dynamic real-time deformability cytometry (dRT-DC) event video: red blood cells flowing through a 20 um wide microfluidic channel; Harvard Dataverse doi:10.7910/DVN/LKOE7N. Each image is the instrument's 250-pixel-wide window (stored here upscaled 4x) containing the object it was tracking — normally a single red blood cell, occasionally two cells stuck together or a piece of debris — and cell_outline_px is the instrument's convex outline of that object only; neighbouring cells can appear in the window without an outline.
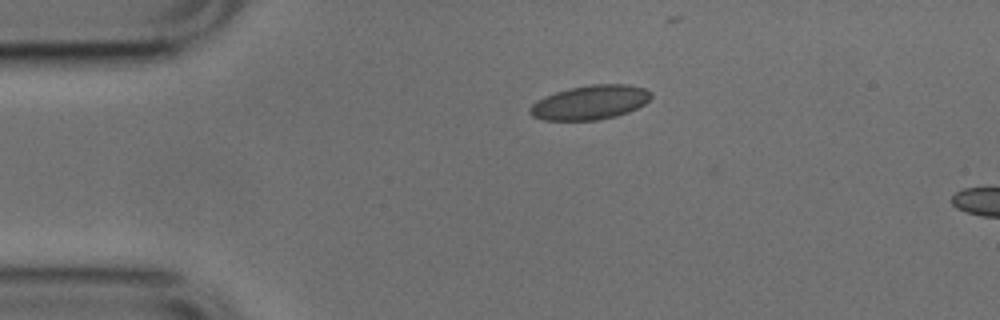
{"species": "common noctule bat (a hibernating species)", "species_latin": "Nyctalus noctula", "temperature_condition": "cold", "stored_images_in_passage": 5, "camera_frame_rate_fps": 3000, "um_per_image_px": 0.085, "animal": {"sex": "male", "body_mass_g": 17.9, "forearm_length_mm": 54.2}, "frame": {"image": 1, "passage_image": 1, "time_ms": 0.0, "image_size_px": [1000, 320], "cell_outline_px": [[652, 96], [644, 104], [628, 112], [616, 116], [596, 120], [544, 120], [532, 116], [528, 112], [528, 108], [536, 100], [544, 96], [568, 88], [592, 84], [628, 84], [644, 88], [652, 92]], "centroid_in_image_um": [50.14, 8.7], "position_along_channel_um": 34.9, "area_um2": 24.28}}